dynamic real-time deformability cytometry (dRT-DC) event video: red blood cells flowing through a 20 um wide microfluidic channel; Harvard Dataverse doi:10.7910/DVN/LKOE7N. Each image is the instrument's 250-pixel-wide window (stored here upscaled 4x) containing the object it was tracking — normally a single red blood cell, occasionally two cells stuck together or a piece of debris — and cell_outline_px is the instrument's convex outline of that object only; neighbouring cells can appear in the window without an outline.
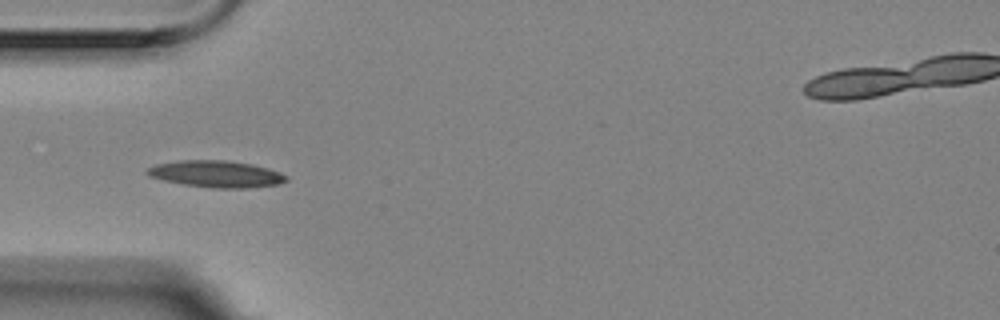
{"species": "Egyptian fruit bat (a non-hibernating species)", "species_latin": "Rousettus aegyptiacus", "temperature_condition": "room temperature", "stored_images_in_passage": 4, "camera_frame_rate_fps": 3000, "um_per_image_px": 0.085, "animal": {"sex": "female"}, "frame": {"image": 1, "passage_image": 2, "time_ms": 0.333, "image_size_px": [1000, 320], "cell_outline_px": [[288, 180], [280, 184], [248, 188], [212, 188], [184, 184], [164, 180], [148, 176], [144, 172], [148, 168], [156, 164], [180, 160], [228, 160], [252, 164], [268, 168], [280, 172], [288, 176]], "centroid_in_image_um": [18.4, 14.79], "position_along_channel_um": 66.6, "area_um2": 21.79}}
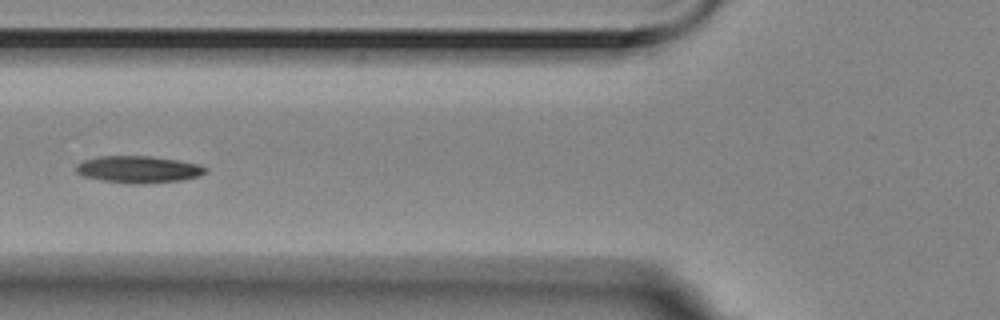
{"frame": {"image": 2, "passage_image": 3, "time_ms": 0.667, "image_size_px": [1000, 320], "cell_outline_px": [[208, 172], [200, 176], [180, 180], [144, 184], [136, 184], [100, 180], [84, 176], [76, 172], [76, 164], [84, 160], [96, 156], [152, 156], [200, 164], [208, 168]], "centroid_in_image_um": [11.79, 14.39], "position_along_channel_um": 114.0, "area_um2": 20.46}}
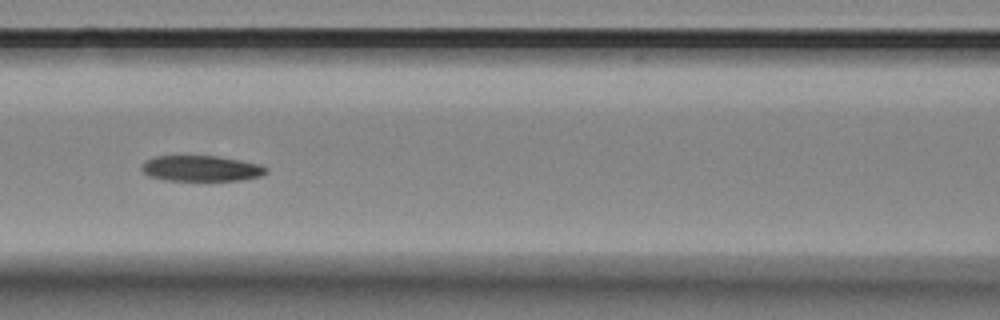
{"frame": {"image": 3, "passage_image": 4, "time_ms": 1.0, "image_size_px": [1000, 320], "cell_outline_px": [[268, 172], [260, 176], [240, 180], [164, 180], [148, 176], [140, 168], [144, 160], [156, 156], [216, 156], [240, 160], [260, 164], [268, 168]], "centroid_in_image_um": [17.08, 14.31], "position_along_channel_um": 149.5, "area_um2": 18.67}}